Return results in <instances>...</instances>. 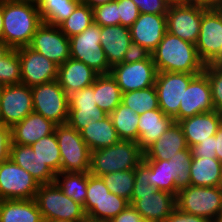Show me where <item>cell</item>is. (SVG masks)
<instances>
[{
  "instance_id": "1",
  "label": "cell",
  "mask_w": 222,
  "mask_h": 222,
  "mask_svg": "<svg viewBox=\"0 0 222 222\" xmlns=\"http://www.w3.org/2000/svg\"><path fill=\"white\" fill-rule=\"evenodd\" d=\"M135 182L129 204L148 222H164L176 206V196L150 185V168L142 161L134 170Z\"/></svg>"
},
{
  "instance_id": "2",
  "label": "cell",
  "mask_w": 222,
  "mask_h": 222,
  "mask_svg": "<svg viewBox=\"0 0 222 222\" xmlns=\"http://www.w3.org/2000/svg\"><path fill=\"white\" fill-rule=\"evenodd\" d=\"M42 23L35 0H3V41L11 48L29 46Z\"/></svg>"
},
{
  "instance_id": "3",
  "label": "cell",
  "mask_w": 222,
  "mask_h": 222,
  "mask_svg": "<svg viewBox=\"0 0 222 222\" xmlns=\"http://www.w3.org/2000/svg\"><path fill=\"white\" fill-rule=\"evenodd\" d=\"M157 72L199 74L205 64L198 56L195 44L166 31L158 46L151 52Z\"/></svg>"
},
{
  "instance_id": "4",
  "label": "cell",
  "mask_w": 222,
  "mask_h": 222,
  "mask_svg": "<svg viewBox=\"0 0 222 222\" xmlns=\"http://www.w3.org/2000/svg\"><path fill=\"white\" fill-rule=\"evenodd\" d=\"M143 157L144 152L136 141L120 140L112 146L91 151L89 173L100 177L117 171L135 170Z\"/></svg>"
},
{
  "instance_id": "5",
  "label": "cell",
  "mask_w": 222,
  "mask_h": 222,
  "mask_svg": "<svg viewBox=\"0 0 222 222\" xmlns=\"http://www.w3.org/2000/svg\"><path fill=\"white\" fill-rule=\"evenodd\" d=\"M34 199L45 221L87 219L83 206L66 196L55 182L39 185Z\"/></svg>"
},
{
  "instance_id": "6",
  "label": "cell",
  "mask_w": 222,
  "mask_h": 222,
  "mask_svg": "<svg viewBox=\"0 0 222 222\" xmlns=\"http://www.w3.org/2000/svg\"><path fill=\"white\" fill-rule=\"evenodd\" d=\"M176 206L188 214L218 222L222 215V188L189 185L178 191Z\"/></svg>"
},
{
  "instance_id": "7",
  "label": "cell",
  "mask_w": 222,
  "mask_h": 222,
  "mask_svg": "<svg viewBox=\"0 0 222 222\" xmlns=\"http://www.w3.org/2000/svg\"><path fill=\"white\" fill-rule=\"evenodd\" d=\"M55 135L61 154V172L89 173L91 151L80 132L67 122L56 125Z\"/></svg>"
},
{
  "instance_id": "8",
  "label": "cell",
  "mask_w": 222,
  "mask_h": 222,
  "mask_svg": "<svg viewBox=\"0 0 222 222\" xmlns=\"http://www.w3.org/2000/svg\"><path fill=\"white\" fill-rule=\"evenodd\" d=\"M33 112L56 125L67 123L69 117L68 95L57 80L31 87Z\"/></svg>"
},
{
  "instance_id": "9",
  "label": "cell",
  "mask_w": 222,
  "mask_h": 222,
  "mask_svg": "<svg viewBox=\"0 0 222 222\" xmlns=\"http://www.w3.org/2000/svg\"><path fill=\"white\" fill-rule=\"evenodd\" d=\"M101 26L94 22L82 33L69 38L70 58L84 62L99 74H109V66L100 44Z\"/></svg>"
},
{
  "instance_id": "10",
  "label": "cell",
  "mask_w": 222,
  "mask_h": 222,
  "mask_svg": "<svg viewBox=\"0 0 222 222\" xmlns=\"http://www.w3.org/2000/svg\"><path fill=\"white\" fill-rule=\"evenodd\" d=\"M206 10L207 8L187 4L180 0L171 2L166 13L167 32L196 44L202 15Z\"/></svg>"
},
{
  "instance_id": "11",
  "label": "cell",
  "mask_w": 222,
  "mask_h": 222,
  "mask_svg": "<svg viewBox=\"0 0 222 222\" xmlns=\"http://www.w3.org/2000/svg\"><path fill=\"white\" fill-rule=\"evenodd\" d=\"M39 185L10 158L0 163V200L34 199Z\"/></svg>"
},
{
  "instance_id": "12",
  "label": "cell",
  "mask_w": 222,
  "mask_h": 222,
  "mask_svg": "<svg viewBox=\"0 0 222 222\" xmlns=\"http://www.w3.org/2000/svg\"><path fill=\"white\" fill-rule=\"evenodd\" d=\"M201 61L216 64L222 57V11L207 9L201 19L197 43L195 44Z\"/></svg>"
},
{
  "instance_id": "13",
  "label": "cell",
  "mask_w": 222,
  "mask_h": 222,
  "mask_svg": "<svg viewBox=\"0 0 222 222\" xmlns=\"http://www.w3.org/2000/svg\"><path fill=\"white\" fill-rule=\"evenodd\" d=\"M196 75L181 72H157L154 86L159 108L165 115L174 118L178 114L184 91Z\"/></svg>"
},
{
  "instance_id": "14",
  "label": "cell",
  "mask_w": 222,
  "mask_h": 222,
  "mask_svg": "<svg viewBox=\"0 0 222 222\" xmlns=\"http://www.w3.org/2000/svg\"><path fill=\"white\" fill-rule=\"evenodd\" d=\"M33 112L31 87L24 84L4 86L0 99V125L12 127Z\"/></svg>"
},
{
  "instance_id": "15",
  "label": "cell",
  "mask_w": 222,
  "mask_h": 222,
  "mask_svg": "<svg viewBox=\"0 0 222 222\" xmlns=\"http://www.w3.org/2000/svg\"><path fill=\"white\" fill-rule=\"evenodd\" d=\"M110 74L124 93L154 86L157 69L150 56L146 60L117 64L111 68Z\"/></svg>"
},
{
  "instance_id": "16",
  "label": "cell",
  "mask_w": 222,
  "mask_h": 222,
  "mask_svg": "<svg viewBox=\"0 0 222 222\" xmlns=\"http://www.w3.org/2000/svg\"><path fill=\"white\" fill-rule=\"evenodd\" d=\"M29 47L58 66L70 58L69 38L56 25L42 23L33 35Z\"/></svg>"
},
{
  "instance_id": "17",
  "label": "cell",
  "mask_w": 222,
  "mask_h": 222,
  "mask_svg": "<svg viewBox=\"0 0 222 222\" xmlns=\"http://www.w3.org/2000/svg\"><path fill=\"white\" fill-rule=\"evenodd\" d=\"M17 49L21 66V84L33 87L57 80V64L47 59L43 54L34 51L29 46Z\"/></svg>"
},
{
  "instance_id": "18",
  "label": "cell",
  "mask_w": 222,
  "mask_h": 222,
  "mask_svg": "<svg viewBox=\"0 0 222 222\" xmlns=\"http://www.w3.org/2000/svg\"><path fill=\"white\" fill-rule=\"evenodd\" d=\"M215 110L212 102L211 86L204 72L197 74L184 91L183 101L180 102L179 112L174 121Z\"/></svg>"
},
{
  "instance_id": "19",
  "label": "cell",
  "mask_w": 222,
  "mask_h": 222,
  "mask_svg": "<svg viewBox=\"0 0 222 222\" xmlns=\"http://www.w3.org/2000/svg\"><path fill=\"white\" fill-rule=\"evenodd\" d=\"M68 123L78 132L90 123L102 120L108 114L96 105L93 84L68 95Z\"/></svg>"
},
{
  "instance_id": "20",
  "label": "cell",
  "mask_w": 222,
  "mask_h": 222,
  "mask_svg": "<svg viewBox=\"0 0 222 222\" xmlns=\"http://www.w3.org/2000/svg\"><path fill=\"white\" fill-rule=\"evenodd\" d=\"M167 31L166 14L140 13L130 27L132 43L139 44L152 52Z\"/></svg>"
},
{
  "instance_id": "21",
  "label": "cell",
  "mask_w": 222,
  "mask_h": 222,
  "mask_svg": "<svg viewBox=\"0 0 222 222\" xmlns=\"http://www.w3.org/2000/svg\"><path fill=\"white\" fill-rule=\"evenodd\" d=\"M189 148L216 134L222 124V113L204 112L178 121Z\"/></svg>"
},
{
  "instance_id": "22",
  "label": "cell",
  "mask_w": 222,
  "mask_h": 222,
  "mask_svg": "<svg viewBox=\"0 0 222 222\" xmlns=\"http://www.w3.org/2000/svg\"><path fill=\"white\" fill-rule=\"evenodd\" d=\"M56 124L42 115L31 112L21 122L11 127V143L32 145L55 132Z\"/></svg>"
},
{
  "instance_id": "23",
  "label": "cell",
  "mask_w": 222,
  "mask_h": 222,
  "mask_svg": "<svg viewBox=\"0 0 222 222\" xmlns=\"http://www.w3.org/2000/svg\"><path fill=\"white\" fill-rule=\"evenodd\" d=\"M99 73L87 66L84 62L69 58L58 66L57 81L67 95L73 91L91 86Z\"/></svg>"
},
{
  "instance_id": "24",
  "label": "cell",
  "mask_w": 222,
  "mask_h": 222,
  "mask_svg": "<svg viewBox=\"0 0 222 222\" xmlns=\"http://www.w3.org/2000/svg\"><path fill=\"white\" fill-rule=\"evenodd\" d=\"M100 37L109 66L112 68L123 63L125 52L132 43L130 28L122 25L102 26Z\"/></svg>"
},
{
  "instance_id": "25",
  "label": "cell",
  "mask_w": 222,
  "mask_h": 222,
  "mask_svg": "<svg viewBox=\"0 0 222 222\" xmlns=\"http://www.w3.org/2000/svg\"><path fill=\"white\" fill-rule=\"evenodd\" d=\"M188 145L183 130L178 122H174L151 146L144 151L143 160H167Z\"/></svg>"
},
{
  "instance_id": "26",
  "label": "cell",
  "mask_w": 222,
  "mask_h": 222,
  "mask_svg": "<svg viewBox=\"0 0 222 222\" xmlns=\"http://www.w3.org/2000/svg\"><path fill=\"white\" fill-rule=\"evenodd\" d=\"M10 159L42 184L53 183L56 174L34 154L30 145L11 143Z\"/></svg>"
},
{
  "instance_id": "27",
  "label": "cell",
  "mask_w": 222,
  "mask_h": 222,
  "mask_svg": "<svg viewBox=\"0 0 222 222\" xmlns=\"http://www.w3.org/2000/svg\"><path fill=\"white\" fill-rule=\"evenodd\" d=\"M174 118L161 109L146 111L139 115L137 144L144 152L174 123Z\"/></svg>"
},
{
  "instance_id": "28",
  "label": "cell",
  "mask_w": 222,
  "mask_h": 222,
  "mask_svg": "<svg viewBox=\"0 0 222 222\" xmlns=\"http://www.w3.org/2000/svg\"><path fill=\"white\" fill-rule=\"evenodd\" d=\"M80 135L90 151L112 146L121 140L110 115L90 123L80 131Z\"/></svg>"
},
{
  "instance_id": "29",
  "label": "cell",
  "mask_w": 222,
  "mask_h": 222,
  "mask_svg": "<svg viewBox=\"0 0 222 222\" xmlns=\"http://www.w3.org/2000/svg\"><path fill=\"white\" fill-rule=\"evenodd\" d=\"M35 199L0 200V222H43Z\"/></svg>"
},
{
  "instance_id": "30",
  "label": "cell",
  "mask_w": 222,
  "mask_h": 222,
  "mask_svg": "<svg viewBox=\"0 0 222 222\" xmlns=\"http://www.w3.org/2000/svg\"><path fill=\"white\" fill-rule=\"evenodd\" d=\"M93 89L96 105L108 115L121 103L122 91L110 73L99 74Z\"/></svg>"
},
{
  "instance_id": "31",
  "label": "cell",
  "mask_w": 222,
  "mask_h": 222,
  "mask_svg": "<svg viewBox=\"0 0 222 222\" xmlns=\"http://www.w3.org/2000/svg\"><path fill=\"white\" fill-rule=\"evenodd\" d=\"M191 185L220 186L221 162L217 159L192 158L190 166Z\"/></svg>"
},
{
  "instance_id": "32",
  "label": "cell",
  "mask_w": 222,
  "mask_h": 222,
  "mask_svg": "<svg viewBox=\"0 0 222 222\" xmlns=\"http://www.w3.org/2000/svg\"><path fill=\"white\" fill-rule=\"evenodd\" d=\"M143 162L150 168V185L157 190L167 191L177 196L176 189L177 175L174 174L172 160H143Z\"/></svg>"
},
{
  "instance_id": "33",
  "label": "cell",
  "mask_w": 222,
  "mask_h": 222,
  "mask_svg": "<svg viewBox=\"0 0 222 222\" xmlns=\"http://www.w3.org/2000/svg\"><path fill=\"white\" fill-rule=\"evenodd\" d=\"M43 23L59 26L80 4L77 0H35Z\"/></svg>"
},
{
  "instance_id": "34",
  "label": "cell",
  "mask_w": 222,
  "mask_h": 222,
  "mask_svg": "<svg viewBox=\"0 0 222 222\" xmlns=\"http://www.w3.org/2000/svg\"><path fill=\"white\" fill-rule=\"evenodd\" d=\"M84 172H59L55 176V184L63 193L75 202L84 206L87 193V176Z\"/></svg>"
},
{
  "instance_id": "35",
  "label": "cell",
  "mask_w": 222,
  "mask_h": 222,
  "mask_svg": "<svg viewBox=\"0 0 222 222\" xmlns=\"http://www.w3.org/2000/svg\"><path fill=\"white\" fill-rule=\"evenodd\" d=\"M109 115L121 140H133L137 142L139 115L122 103H120Z\"/></svg>"
},
{
  "instance_id": "36",
  "label": "cell",
  "mask_w": 222,
  "mask_h": 222,
  "mask_svg": "<svg viewBox=\"0 0 222 222\" xmlns=\"http://www.w3.org/2000/svg\"><path fill=\"white\" fill-rule=\"evenodd\" d=\"M128 205V200L109 192L86 214V218L95 222H109Z\"/></svg>"
},
{
  "instance_id": "37",
  "label": "cell",
  "mask_w": 222,
  "mask_h": 222,
  "mask_svg": "<svg viewBox=\"0 0 222 222\" xmlns=\"http://www.w3.org/2000/svg\"><path fill=\"white\" fill-rule=\"evenodd\" d=\"M121 103L130 107L137 115L146 111L160 109L155 86L124 92L122 93Z\"/></svg>"
},
{
  "instance_id": "38",
  "label": "cell",
  "mask_w": 222,
  "mask_h": 222,
  "mask_svg": "<svg viewBox=\"0 0 222 222\" xmlns=\"http://www.w3.org/2000/svg\"><path fill=\"white\" fill-rule=\"evenodd\" d=\"M34 154L55 174L61 172V154L55 132L31 145Z\"/></svg>"
},
{
  "instance_id": "39",
  "label": "cell",
  "mask_w": 222,
  "mask_h": 222,
  "mask_svg": "<svg viewBox=\"0 0 222 222\" xmlns=\"http://www.w3.org/2000/svg\"><path fill=\"white\" fill-rule=\"evenodd\" d=\"M93 22V9L86 4L80 3L73 13L58 27L68 38H71L82 33Z\"/></svg>"
},
{
  "instance_id": "40",
  "label": "cell",
  "mask_w": 222,
  "mask_h": 222,
  "mask_svg": "<svg viewBox=\"0 0 222 222\" xmlns=\"http://www.w3.org/2000/svg\"><path fill=\"white\" fill-rule=\"evenodd\" d=\"M100 177L111 193L131 200L135 182L134 170L117 171Z\"/></svg>"
},
{
  "instance_id": "41",
  "label": "cell",
  "mask_w": 222,
  "mask_h": 222,
  "mask_svg": "<svg viewBox=\"0 0 222 222\" xmlns=\"http://www.w3.org/2000/svg\"><path fill=\"white\" fill-rule=\"evenodd\" d=\"M0 83L4 86L21 84L18 49L12 48L3 58H0Z\"/></svg>"
},
{
  "instance_id": "42",
  "label": "cell",
  "mask_w": 222,
  "mask_h": 222,
  "mask_svg": "<svg viewBox=\"0 0 222 222\" xmlns=\"http://www.w3.org/2000/svg\"><path fill=\"white\" fill-rule=\"evenodd\" d=\"M192 158L191 149L188 147L187 149L179 151L173 158L169 159L174 161L173 168L174 174L177 175L176 189L178 191L191 185L190 166Z\"/></svg>"
},
{
  "instance_id": "43",
  "label": "cell",
  "mask_w": 222,
  "mask_h": 222,
  "mask_svg": "<svg viewBox=\"0 0 222 222\" xmlns=\"http://www.w3.org/2000/svg\"><path fill=\"white\" fill-rule=\"evenodd\" d=\"M109 189L106 187L101 177L89 174L87 176V193L83 210L87 214L100 200H102L108 193Z\"/></svg>"
},
{
  "instance_id": "44",
  "label": "cell",
  "mask_w": 222,
  "mask_h": 222,
  "mask_svg": "<svg viewBox=\"0 0 222 222\" xmlns=\"http://www.w3.org/2000/svg\"><path fill=\"white\" fill-rule=\"evenodd\" d=\"M203 72L206 74L212 94L215 111L222 113V67L217 64L205 65Z\"/></svg>"
},
{
  "instance_id": "45",
  "label": "cell",
  "mask_w": 222,
  "mask_h": 222,
  "mask_svg": "<svg viewBox=\"0 0 222 222\" xmlns=\"http://www.w3.org/2000/svg\"><path fill=\"white\" fill-rule=\"evenodd\" d=\"M93 19L101 27L120 25L117 0L93 8Z\"/></svg>"
},
{
  "instance_id": "46",
  "label": "cell",
  "mask_w": 222,
  "mask_h": 222,
  "mask_svg": "<svg viewBox=\"0 0 222 222\" xmlns=\"http://www.w3.org/2000/svg\"><path fill=\"white\" fill-rule=\"evenodd\" d=\"M120 25L130 28L140 15L139 8L132 0H117Z\"/></svg>"
},
{
  "instance_id": "47",
  "label": "cell",
  "mask_w": 222,
  "mask_h": 222,
  "mask_svg": "<svg viewBox=\"0 0 222 222\" xmlns=\"http://www.w3.org/2000/svg\"><path fill=\"white\" fill-rule=\"evenodd\" d=\"M140 13L166 14L170 5L169 0H132Z\"/></svg>"
},
{
  "instance_id": "48",
  "label": "cell",
  "mask_w": 222,
  "mask_h": 222,
  "mask_svg": "<svg viewBox=\"0 0 222 222\" xmlns=\"http://www.w3.org/2000/svg\"><path fill=\"white\" fill-rule=\"evenodd\" d=\"M191 154L193 158H210L216 159L215 149V135L208 137L205 141H201L199 144L192 146Z\"/></svg>"
},
{
  "instance_id": "49",
  "label": "cell",
  "mask_w": 222,
  "mask_h": 222,
  "mask_svg": "<svg viewBox=\"0 0 222 222\" xmlns=\"http://www.w3.org/2000/svg\"><path fill=\"white\" fill-rule=\"evenodd\" d=\"M151 56L146 48L139 44L131 43L125 52L123 63H133L141 60H146Z\"/></svg>"
},
{
  "instance_id": "50",
  "label": "cell",
  "mask_w": 222,
  "mask_h": 222,
  "mask_svg": "<svg viewBox=\"0 0 222 222\" xmlns=\"http://www.w3.org/2000/svg\"><path fill=\"white\" fill-rule=\"evenodd\" d=\"M11 128L0 125V163L10 158Z\"/></svg>"
},
{
  "instance_id": "51",
  "label": "cell",
  "mask_w": 222,
  "mask_h": 222,
  "mask_svg": "<svg viewBox=\"0 0 222 222\" xmlns=\"http://www.w3.org/2000/svg\"><path fill=\"white\" fill-rule=\"evenodd\" d=\"M164 222H212V221L201 216L188 214L176 207L174 211L166 217Z\"/></svg>"
},
{
  "instance_id": "52",
  "label": "cell",
  "mask_w": 222,
  "mask_h": 222,
  "mask_svg": "<svg viewBox=\"0 0 222 222\" xmlns=\"http://www.w3.org/2000/svg\"><path fill=\"white\" fill-rule=\"evenodd\" d=\"M143 218L141 215L129 204L116 217L109 222H140Z\"/></svg>"
},
{
  "instance_id": "53",
  "label": "cell",
  "mask_w": 222,
  "mask_h": 222,
  "mask_svg": "<svg viewBox=\"0 0 222 222\" xmlns=\"http://www.w3.org/2000/svg\"><path fill=\"white\" fill-rule=\"evenodd\" d=\"M180 1L207 9H219L222 5V0H180Z\"/></svg>"
},
{
  "instance_id": "54",
  "label": "cell",
  "mask_w": 222,
  "mask_h": 222,
  "mask_svg": "<svg viewBox=\"0 0 222 222\" xmlns=\"http://www.w3.org/2000/svg\"><path fill=\"white\" fill-rule=\"evenodd\" d=\"M216 159L222 162V124L215 134Z\"/></svg>"
},
{
  "instance_id": "55",
  "label": "cell",
  "mask_w": 222,
  "mask_h": 222,
  "mask_svg": "<svg viewBox=\"0 0 222 222\" xmlns=\"http://www.w3.org/2000/svg\"><path fill=\"white\" fill-rule=\"evenodd\" d=\"M110 1L113 0H84L83 4L88 5L90 8H95L96 6L109 3Z\"/></svg>"
},
{
  "instance_id": "56",
  "label": "cell",
  "mask_w": 222,
  "mask_h": 222,
  "mask_svg": "<svg viewBox=\"0 0 222 222\" xmlns=\"http://www.w3.org/2000/svg\"><path fill=\"white\" fill-rule=\"evenodd\" d=\"M12 48L3 40H0V58H3Z\"/></svg>"
},
{
  "instance_id": "57",
  "label": "cell",
  "mask_w": 222,
  "mask_h": 222,
  "mask_svg": "<svg viewBox=\"0 0 222 222\" xmlns=\"http://www.w3.org/2000/svg\"><path fill=\"white\" fill-rule=\"evenodd\" d=\"M0 40H3V0H0Z\"/></svg>"
},
{
  "instance_id": "58",
  "label": "cell",
  "mask_w": 222,
  "mask_h": 222,
  "mask_svg": "<svg viewBox=\"0 0 222 222\" xmlns=\"http://www.w3.org/2000/svg\"><path fill=\"white\" fill-rule=\"evenodd\" d=\"M47 222H84V221H66V220H52Z\"/></svg>"
},
{
  "instance_id": "59",
  "label": "cell",
  "mask_w": 222,
  "mask_h": 222,
  "mask_svg": "<svg viewBox=\"0 0 222 222\" xmlns=\"http://www.w3.org/2000/svg\"><path fill=\"white\" fill-rule=\"evenodd\" d=\"M220 187L222 188V162H221V174H220Z\"/></svg>"
},
{
  "instance_id": "60",
  "label": "cell",
  "mask_w": 222,
  "mask_h": 222,
  "mask_svg": "<svg viewBox=\"0 0 222 222\" xmlns=\"http://www.w3.org/2000/svg\"><path fill=\"white\" fill-rule=\"evenodd\" d=\"M3 88H4V85L0 83V99H1V94H2Z\"/></svg>"
},
{
  "instance_id": "61",
  "label": "cell",
  "mask_w": 222,
  "mask_h": 222,
  "mask_svg": "<svg viewBox=\"0 0 222 222\" xmlns=\"http://www.w3.org/2000/svg\"><path fill=\"white\" fill-rule=\"evenodd\" d=\"M218 66H221L222 67V57L221 59L216 63Z\"/></svg>"
},
{
  "instance_id": "62",
  "label": "cell",
  "mask_w": 222,
  "mask_h": 222,
  "mask_svg": "<svg viewBox=\"0 0 222 222\" xmlns=\"http://www.w3.org/2000/svg\"><path fill=\"white\" fill-rule=\"evenodd\" d=\"M84 222H95V221H91V220H87V219H86Z\"/></svg>"
},
{
  "instance_id": "63",
  "label": "cell",
  "mask_w": 222,
  "mask_h": 222,
  "mask_svg": "<svg viewBox=\"0 0 222 222\" xmlns=\"http://www.w3.org/2000/svg\"><path fill=\"white\" fill-rule=\"evenodd\" d=\"M140 222H148L147 220H145V219H142Z\"/></svg>"
}]
</instances>
